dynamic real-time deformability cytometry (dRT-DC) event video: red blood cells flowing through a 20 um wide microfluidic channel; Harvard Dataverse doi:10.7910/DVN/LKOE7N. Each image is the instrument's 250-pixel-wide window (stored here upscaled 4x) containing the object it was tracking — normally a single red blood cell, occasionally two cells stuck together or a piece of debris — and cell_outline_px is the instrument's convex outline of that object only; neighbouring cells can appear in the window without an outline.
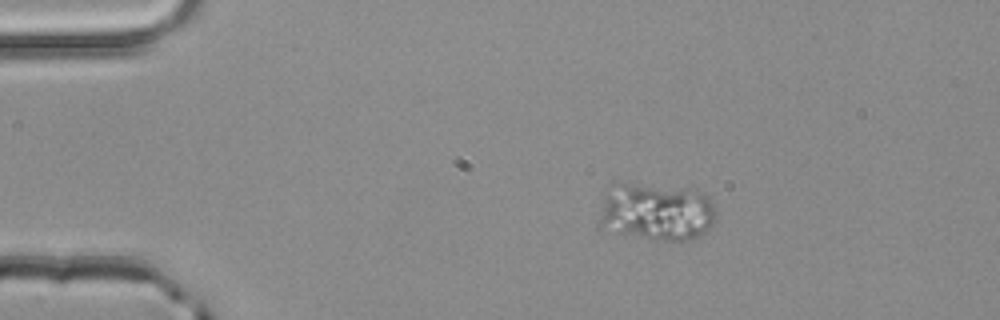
{"species": "common noctule bat (a hibernating species)", "species_latin": "Nyctalus noctula", "temperature_condition": "room temperature", "stored_images_in_passage": 44, "camera_frame_rate_fps": 3000, "um_per_image_px": 0.085, "animal": {"sex": "male", "body_mass_g": 20.4}, "frame": {"image": 1, "passage_image": 1, "time_ms": 0.0, "image_size_px": [1000, 320], "cell_outline_px": [[716, 220], [708, 232], [692, 240], [664, 240], [596, 228], [596, 224], [604, 196], [612, 180], [688, 188], [704, 192], [708, 196], [716, 212]], "centroid_in_image_um": [55.77, 17.96], "position_along_channel_um": 29.2, "area_um2": 40.46}}
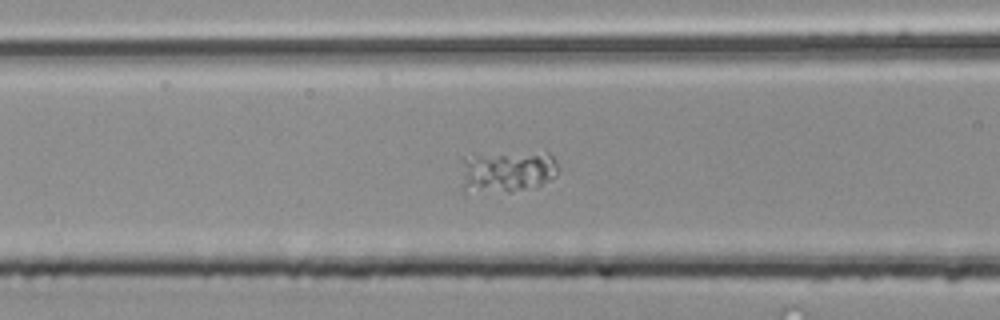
{"frame": {"image": 2, "passage_image": 13, "time_ms": 4.0, "image_size_px": [1000, 320], "cell_outline_px": [[560, 168], [556, 176], [540, 184], [508, 192], [464, 192], [464, 160], [472, 152], [548, 152], [556, 160]], "centroid_in_image_um": [43.13, 14.52], "position_along_channel_um": 123.5, "area_um2": 24.04}}
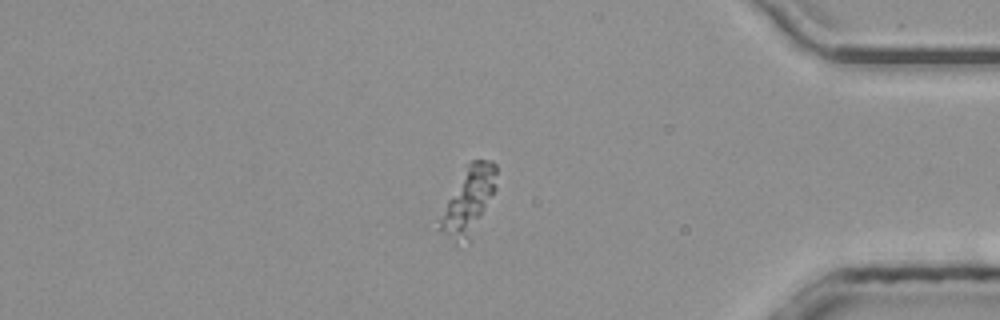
{"frame": {"image": 3, "passage_image": 36, "time_ms": 11.667, "image_size_px": [1000, 320], "cell_outline_px": [[496, 188], [468, 244], [456, 244], [436, 228], [448, 200], [468, 164], [472, 160], [492, 160], [496, 164]], "centroid_in_image_um": [39.83, 17.12], "position_along_channel_um": 395.4, "area_um2": 21.62}}